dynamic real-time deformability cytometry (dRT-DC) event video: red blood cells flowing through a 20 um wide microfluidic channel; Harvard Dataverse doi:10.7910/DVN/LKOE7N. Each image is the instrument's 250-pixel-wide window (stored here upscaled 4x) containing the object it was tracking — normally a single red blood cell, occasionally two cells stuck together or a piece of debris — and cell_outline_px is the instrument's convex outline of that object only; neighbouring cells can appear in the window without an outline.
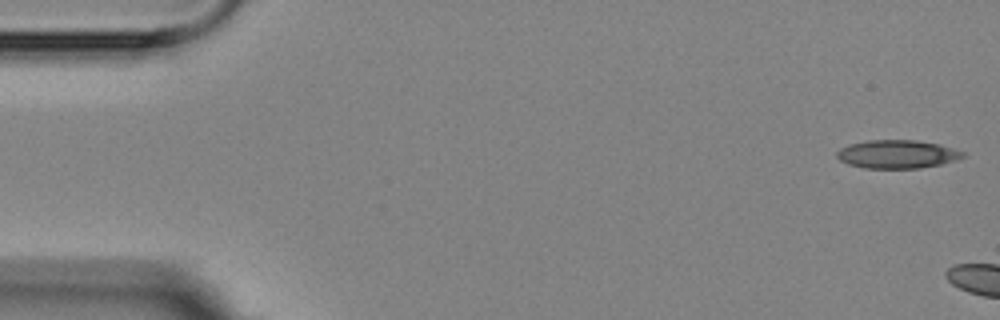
{"species": "Egyptian fruit bat (a non-hibernating species)", "species_latin": "Rousettus aegyptiacus", "temperature_condition": "room temperature", "stored_images_in_passage": 6, "segment_of_instrument_passage": [2, 2], "camera_frame_rate_fps": 3000, "um_per_image_px": 0.085, "animal": {"sex": "female"}, "frame": {"image": 1, "passage_image": 6, "time_ms": 6.0, "image_size_px": [1000, 320], "cell_outline_px": [[964, 156], [956, 160], [940, 164], [920, 168], [864, 168], [848, 164], [840, 160], [836, 156], [836, 152], [840, 148], [848, 144], [868, 140], [916, 140], [940, 144], [964, 152]], "centroid_in_image_um": [76.23, 13.1], "position_along_channel_um": 8.8, "area_um2": 20.81}}